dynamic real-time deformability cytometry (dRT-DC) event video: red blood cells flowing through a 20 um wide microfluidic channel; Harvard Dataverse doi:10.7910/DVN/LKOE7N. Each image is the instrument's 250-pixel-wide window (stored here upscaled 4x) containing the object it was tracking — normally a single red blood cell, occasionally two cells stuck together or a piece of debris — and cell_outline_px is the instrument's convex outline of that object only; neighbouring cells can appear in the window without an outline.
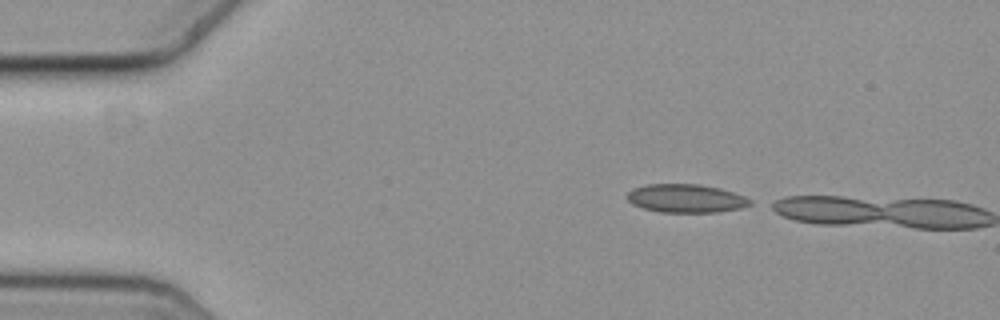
{"species": "common noctule bat (a hibernating species)", "species_latin": "Nyctalus noctula", "temperature_condition": "cold", "stored_images_in_passage": 3, "segment_of_instrument_passage": [2, 2], "camera_frame_rate_fps": 3000, "um_per_image_px": 0.085, "animal": {"sex": "female", "body_mass_g": 19.3, "forearm_length_mm": 54.1}, "frame": {"image": 1, "passage_image": 3, "time_ms": 0.667, "image_size_px": [1000, 320], "cell_outline_px": [[984, 224], [964, 228], [928, 228], [908, 224], [896, 220], [908, 200], [944, 200], [964, 204], [976, 208], [984, 212]], "centroid_in_image_um": [79.94, 18.24], "position_along_channel_um": 5.1, "area_um2": 14.45}}